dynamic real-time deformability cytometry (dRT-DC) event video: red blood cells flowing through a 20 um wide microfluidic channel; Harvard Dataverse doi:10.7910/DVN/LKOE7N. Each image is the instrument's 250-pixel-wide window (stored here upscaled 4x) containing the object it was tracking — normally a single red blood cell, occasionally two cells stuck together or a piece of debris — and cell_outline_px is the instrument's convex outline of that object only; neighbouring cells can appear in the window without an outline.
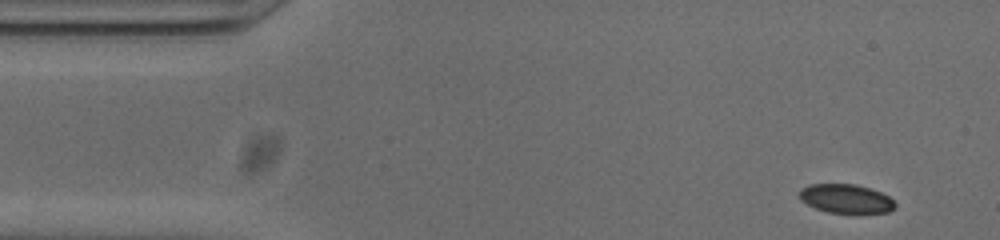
{"species": "common noctule bat (a hibernating species)", "species_latin": "Nyctalus noctula", "temperature_condition": "cold", "stored_images_in_passage": 51, "camera_frame_rate_fps": 3000, "um_per_image_px": 0.085, "animal": {"sex": "male", "body_mass_g": 20.0, "forearm_length_mm": 53.3}, "frame": {"image": 1, "passage_image": 2, "time_ms": 0.333, "image_size_px": [1000, 240], "cell_outline_px": [[896, 208], [888, 212], [856, 216], [828, 212], [816, 208], [800, 200], [800, 188], [808, 184], [856, 184], [880, 192], [888, 196], [896, 204]], "centroid_in_image_um": [71.94, 16.93], "position_along_channel_um": 13.1, "area_um2": 16.76}}
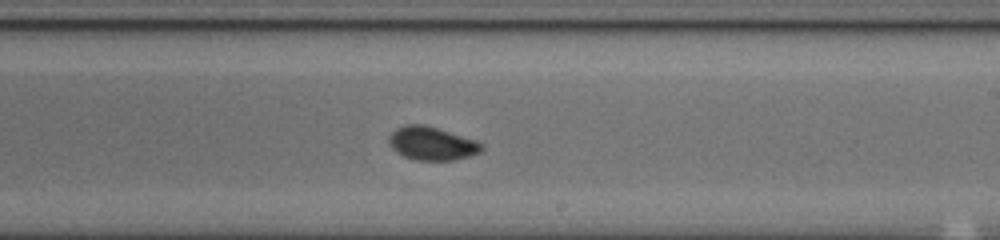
{"frame": {"image": 2, "passage_image": 28, "time_ms": 9.0, "image_size_px": [1000, 240], "cell_outline_px": [[484, 148], [480, 152], [468, 156], [452, 160], [416, 160], [404, 156], [396, 152], [388, 144], [388, 136], [396, 128], [404, 124], [424, 124], [476, 140], [484, 144]], "centroid_in_image_um": [36.68, 12.18], "position_along_channel_um": 252.3, "area_um2": 18.09}}
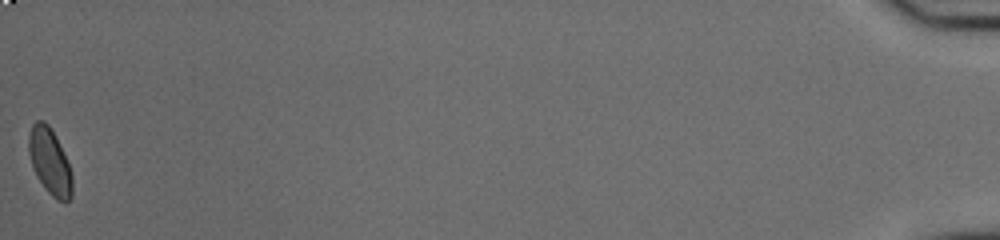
{"frame": {"image": 3, "passage_image": 51, "time_ms": 16.667, "image_size_px": [1000, 240], "cell_outline_px": [[72, 196], [68, 200], [56, 200], [44, 188], [36, 176], [28, 152], [28, 136], [32, 124], [36, 120], [44, 120], [48, 124], [56, 136], [68, 164], [72, 176]], "centroid_in_image_um": [4.21, 13.71], "position_along_channel_um": 431.0, "area_um2": 16.7}, "authors_computed_cell_mechanics": {"area_um2": 17.5712, "velocity_mm_per_s": 3.7964, "shape_relaxation_time_tau1_ms": null, "shape_relaxation_time_tau2_ms": 0.9415, "deformation_change_tau1": null, "deformation_change_tau2": 0.0386}}